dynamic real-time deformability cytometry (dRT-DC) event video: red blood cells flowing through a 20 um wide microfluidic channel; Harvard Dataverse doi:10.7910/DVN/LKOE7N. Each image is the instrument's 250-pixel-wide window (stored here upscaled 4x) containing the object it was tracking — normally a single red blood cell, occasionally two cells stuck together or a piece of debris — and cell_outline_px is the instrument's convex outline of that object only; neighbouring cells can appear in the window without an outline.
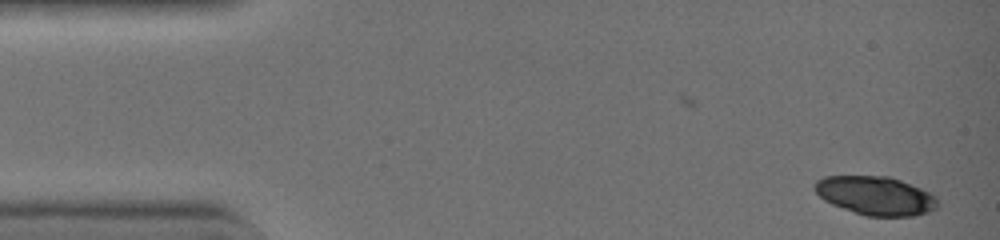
{"species": "common noctule bat (a hibernating species)", "species_latin": "Nyctalus noctula", "temperature_condition": "warm", "stored_images_in_passage": 27, "camera_frame_rate_fps": 3000, "um_per_image_px": 0.085, "animal": {"sex": "female", "body_mass_g": 19.0, "forearm_length_mm": 51.5}, "frame": {"image": 1, "passage_image": 1, "time_ms": 0.0, "image_size_px": [1000, 240], "cell_outline_px": [[940, 204], [936, 208], [928, 212], [916, 216], [864, 216], [832, 204], [824, 200], [812, 188], [812, 184], [816, 180], [824, 176], [888, 176], [900, 180], [920, 188], [936, 196]], "centroid_in_image_um": [74.41, 16.63], "position_along_channel_um": 10.6, "area_um2": 27.92}}
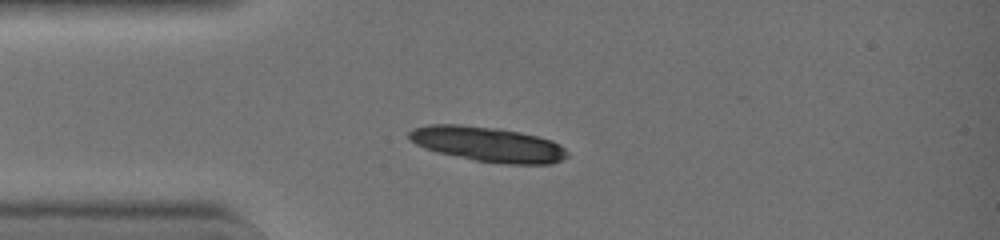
{"frame": {"image": 2, "passage_image": 10, "time_ms": 3.0, "image_size_px": [1000, 240], "cell_outline_px": [[568, 156], [552, 164], [504, 164], [472, 160], [436, 152], [424, 148], [408, 140], [408, 132], [412, 128], [428, 124], [460, 124], [496, 128], [520, 132], [552, 140], [560, 144], [568, 152]], "centroid_in_image_um": [41.42, 12.26], "position_along_channel_um": 43.6, "area_um2": 32.54}}